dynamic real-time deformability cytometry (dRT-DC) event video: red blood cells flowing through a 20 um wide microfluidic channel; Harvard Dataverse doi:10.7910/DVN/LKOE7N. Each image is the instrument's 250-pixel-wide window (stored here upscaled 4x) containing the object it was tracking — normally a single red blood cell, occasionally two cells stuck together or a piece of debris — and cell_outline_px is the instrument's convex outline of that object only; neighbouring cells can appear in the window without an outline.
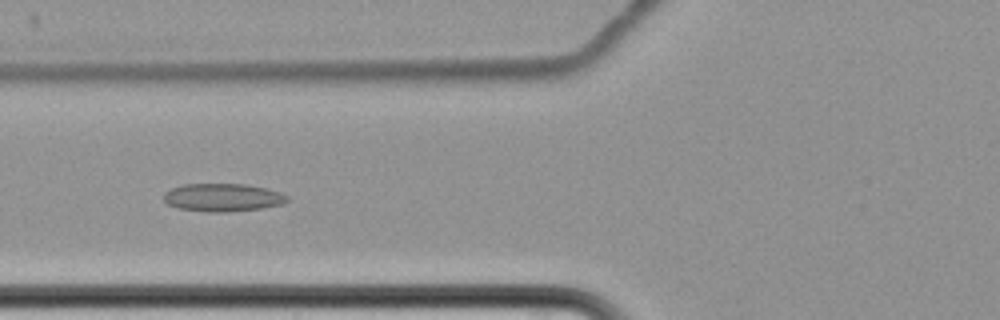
{"species": "common noctule bat (a hibernating species)", "species_latin": "Nyctalus noctula", "temperature_condition": "cold", "stored_images_in_passage": 17, "camera_frame_rate_fps": 3000, "um_per_image_px": 0.085, "animal": {"sex": "female", "body_mass_g": 22.7, "forearm_length_mm": 54.2}, "frame": {"image": 1, "passage_image": 8, "time_ms": 9.333, "image_size_px": [1000, 320], "cell_outline_px": [[288, 200], [284, 204], [260, 208], [224, 212], [208, 212], [176, 208], [168, 204], [164, 200], [164, 192], [172, 188], [184, 184], [248, 184], [280, 192], [288, 196]], "centroid_in_image_um": [18.92, 16.78], "position_along_channel_um": 106.9, "area_um2": 20.11}}
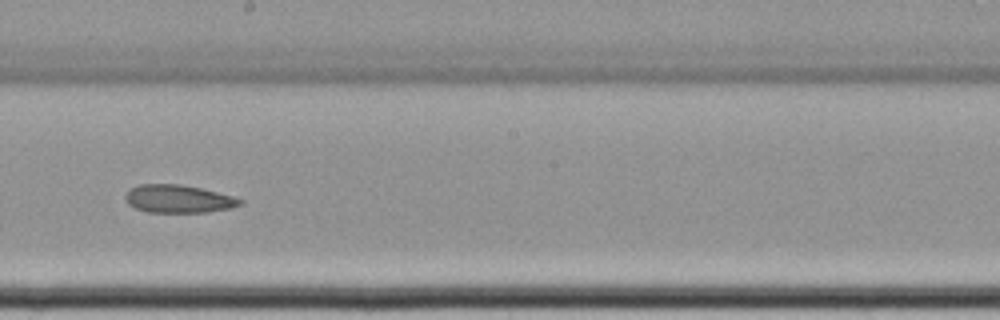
{"frame": {"image": 2, "passage_image": 11, "time_ms": 13.0, "image_size_px": [1000, 320], "cell_outline_px": [[244, 204], [232, 208], [208, 212], [148, 212], [136, 208], [128, 204], [124, 196], [132, 188], [140, 184], [180, 184], [200, 188], [232, 196], [244, 200]], "centroid_in_image_um": [15.2, 16.91], "position_along_channel_um": 233.0, "area_um2": 18.61}}
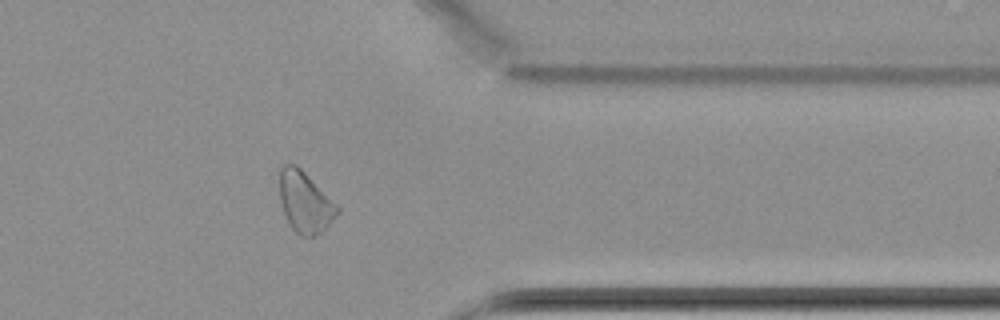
{"frame": {"image": 3, "passage_image": 15, "time_ms": 17.667, "image_size_px": [1000, 320], "cell_outline_px": [[340, 212], [320, 232], [312, 236], [300, 236], [292, 228], [284, 212], [280, 200], [280, 168], [284, 164], [296, 164], [340, 208]], "centroid_in_image_um": [25.91, 17.17], "position_along_channel_um": 385.5, "area_um2": 20.0}, "authors_computed_cell_mechanics": {"area_um2": 21.3282, "velocity_mm_per_s": 3.4497, "shape_relaxation_time_tau1_ms": null, "shape_relaxation_time_tau2_ms": 7.2937, "deformation_change_tau1": null, "deformation_change_tau2": 0.1124}}